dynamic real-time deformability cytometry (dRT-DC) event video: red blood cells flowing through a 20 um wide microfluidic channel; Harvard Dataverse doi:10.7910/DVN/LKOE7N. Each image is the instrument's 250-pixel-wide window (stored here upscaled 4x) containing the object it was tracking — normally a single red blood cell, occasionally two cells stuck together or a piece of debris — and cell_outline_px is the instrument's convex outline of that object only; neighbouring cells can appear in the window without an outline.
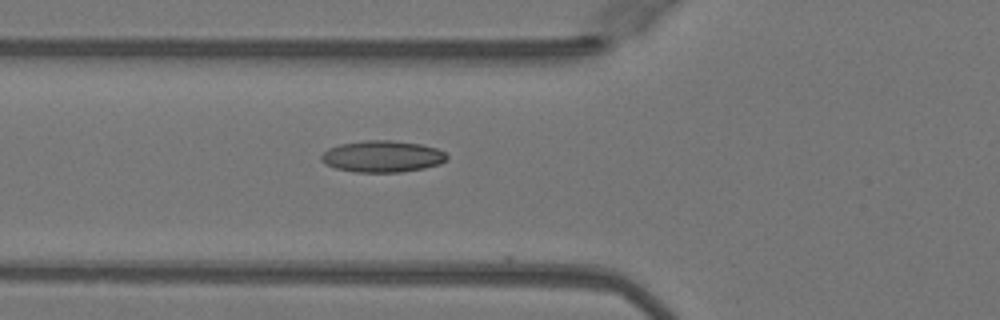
{"species": "Egyptian fruit bat (a non-hibernating species)", "species_latin": "Rousettus aegyptiacus", "temperature_condition": "warm", "stored_images_in_passage": 14, "camera_frame_rate_fps": 3000, "um_per_image_px": 0.085, "animal": {"sex": "female"}, "frame": {"image": 1, "passage_image": 7, "time_ms": 2.0, "image_size_px": [1000, 320], "cell_outline_px": [[448, 160], [440, 164], [424, 168], [400, 172], [356, 172], [336, 168], [320, 160], [320, 156], [328, 148], [340, 144], [364, 140], [388, 140], [420, 144], [436, 148], [444, 152], [448, 156]], "centroid_in_image_um": [32.51, 13.29], "position_along_channel_um": 93.3, "area_um2": 23.06}}
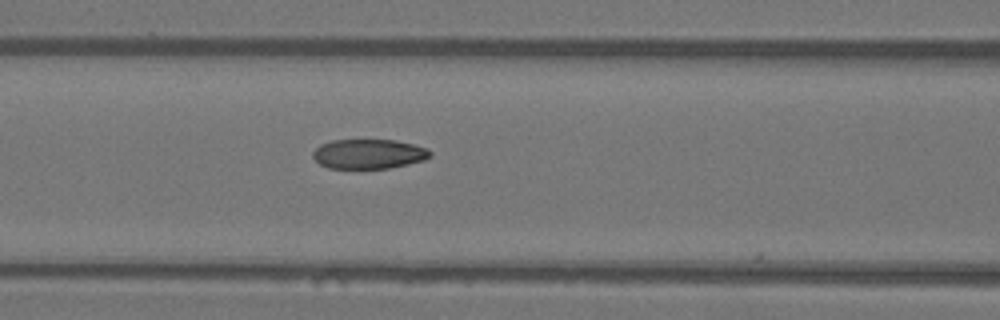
{"frame": {"image": 2, "passage_image": 10, "time_ms": 3.0, "image_size_px": [1000, 320], "cell_outline_px": [[432, 156], [424, 160], [408, 164], [388, 168], [328, 168], [320, 164], [312, 156], [312, 152], [320, 144], [332, 140], [396, 140], [428, 148], [432, 152]], "centroid_in_image_um": [31.35, 13.08], "position_along_channel_um": 135.2, "area_um2": 20.29}}
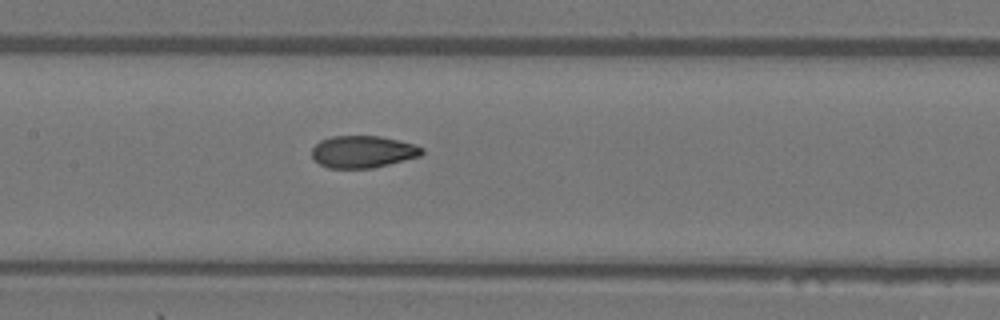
{"frame": {"image": 3, "passage_image": 13, "time_ms": 4.0, "image_size_px": [1000, 320], "cell_outline_px": [[424, 152], [420, 156], [372, 168], [328, 168], [312, 160], [312, 148], [320, 140], [332, 136], [380, 136], [416, 144], [424, 148]], "centroid_in_image_um": [30.83, 12.89], "position_along_channel_um": 176.6, "area_um2": 20.69}}